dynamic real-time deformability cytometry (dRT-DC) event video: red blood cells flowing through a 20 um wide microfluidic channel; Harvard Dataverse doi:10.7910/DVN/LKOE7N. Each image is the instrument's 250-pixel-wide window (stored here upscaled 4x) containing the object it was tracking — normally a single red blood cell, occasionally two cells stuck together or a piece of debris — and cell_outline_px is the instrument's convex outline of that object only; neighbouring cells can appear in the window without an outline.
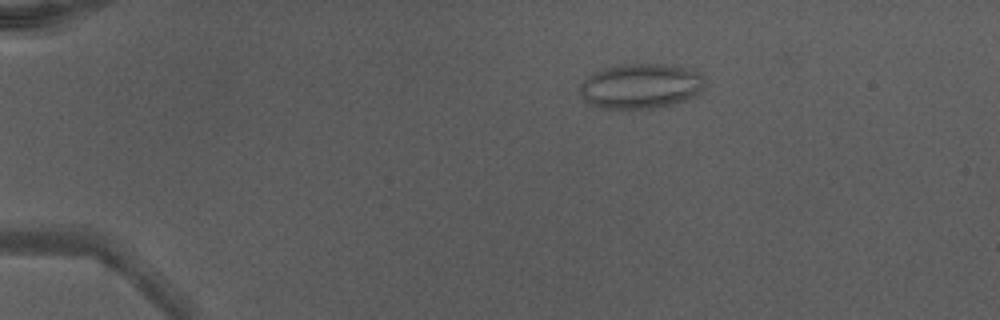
{"species": "Egyptian fruit bat (a non-hibernating species)", "species_latin": "Rousettus aegyptiacus", "temperature_condition": "warm", "stored_images_in_passage": 16, "camera_frame_rate_fps": 3000, "um_per_image_px": 0.085, "animal": {"sex": "male"}, "frame": {"image": 1, "passage_image": 11, "time_ms": 3.333, "image_size_px": [1000, 320], "cell_outline_px": [[708, 84], [696, 96], [688, 100], [672, 104], [652, 108], [600, 108], [588, 104], [580, 96], [580, 84], [588, 76], [596, 72], [620, 64], [668, 64], [692, 68], [700, 72], [704, 76]], "centroid_in_image_um": [54.54, 7.31], "position_along_channel_um": 30.5, "area_um2": 33.29}}